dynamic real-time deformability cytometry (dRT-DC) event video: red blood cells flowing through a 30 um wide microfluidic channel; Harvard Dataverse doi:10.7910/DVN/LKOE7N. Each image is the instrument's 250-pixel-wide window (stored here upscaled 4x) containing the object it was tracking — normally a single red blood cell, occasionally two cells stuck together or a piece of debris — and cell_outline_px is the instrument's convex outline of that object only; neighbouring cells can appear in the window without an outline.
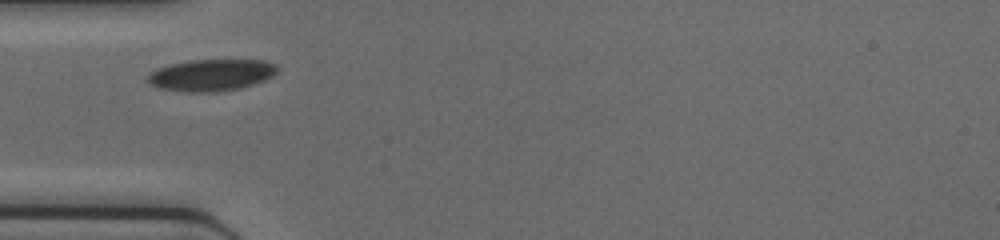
{"species": "common noctule bat (a hibernating species)", "species_latin": "Nyctalus noctula", "temperature_condition": "cold", "stored_images_in_passage": 18, "camera_frame_rate_fps": 3000, "um_per_image_px": 0.085, "animal": {"sex": "female", "body_mass_g": 17.0, "forearm_length_mm": 48.0}, "frame": {"image": 1, "passage_image": 1, "time_ms": 0.0, "image_size_px": [1000, 240], "cell_outline_px": [[280, 68], [272, 76], [264, 80], [240, 88], [216, 92], [184, 92], [156, 88], [148, 84], [148, 72], [156, 68], [188, 60], [264, 60], [276, 64]], "centroid_in_image_um": [17.92, 6.38], "position_along_channel_um": 67.1, "area_um2": 24.22}}
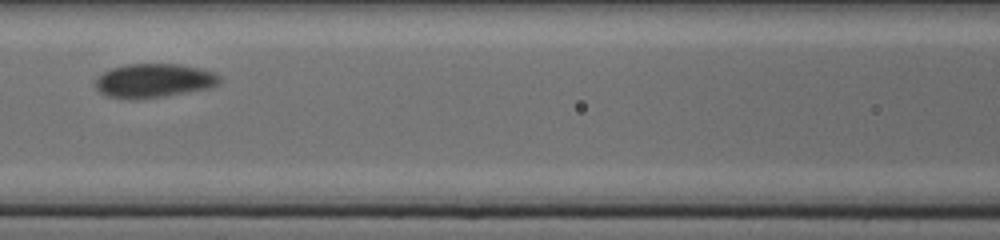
{"frame": {"image": 2, "passage_image": 7, "time_ms": 2.0, "image_size_px": [1000, 240], "cell_outline_px": [[220, 80], [216, 84], [208, 88], [164, 96], [136, 100], [128, 100], [108, 96], [100, 92], [96, 88], [96, 80], [104, 72], [112, 68], [128, 64], [180, 64], [200, 68], [216, 72], [220, 76]], "centroid_in_image_um": [13.08, 6.86], "position_along_channel_um": 153.5, "area_um2": 24.51}}
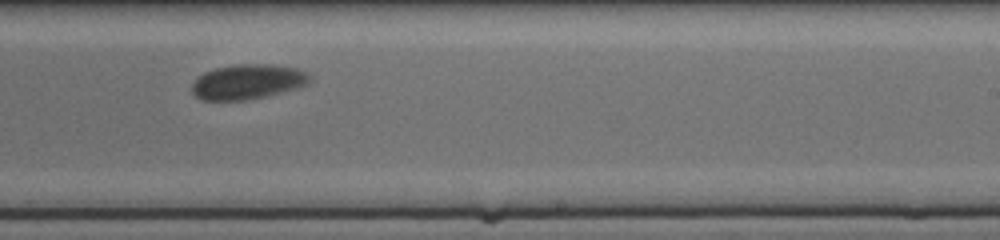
{"frame": {"image": 3, "passage_image": 15, "time_ms": 4.667, "image_size_px": [1000, 240], "cell_outline_px": [[312, 80], [308, 84], [300, 88], [248, 100], [200, 100], [192, 92], [192, 84], [204, 72], [216, 68], [236, 64], [272, 64], [296, 68], [308, 72]], "centroid_in_image_um": [21.1, 6.95], "position_along_channel_um": 267.9, "area_um2": 24.16}}